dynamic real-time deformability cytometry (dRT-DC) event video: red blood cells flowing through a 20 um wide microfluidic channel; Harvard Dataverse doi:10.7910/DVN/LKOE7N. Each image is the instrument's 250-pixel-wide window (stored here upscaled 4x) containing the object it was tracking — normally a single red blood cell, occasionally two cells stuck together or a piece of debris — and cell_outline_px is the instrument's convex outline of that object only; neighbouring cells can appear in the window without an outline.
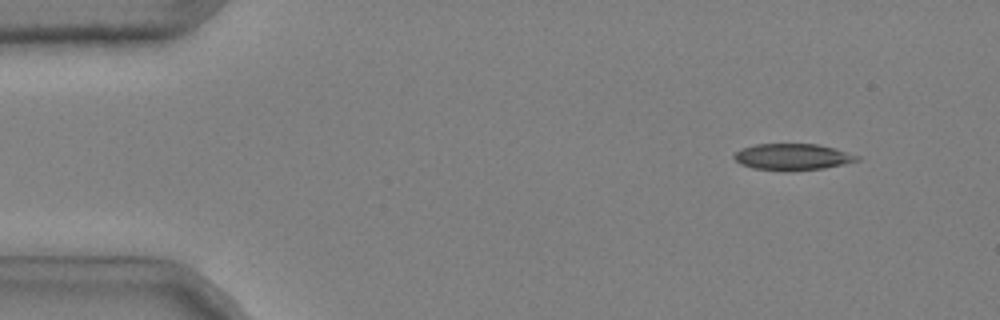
{"species": "common noctule bat (a hibernating species)", "species_latin": "Nyctalus noctula", "temperature_condition": "cold", "stored_images_in_passage": 50, "camera_frame_rate_fps": 3000, "um_per_image_px": 0.085, "animal": {"sex": "male", "body_mass_g": 20.4}, "frame": {"image": 1, "passage_image": 5, "time_ms": 1.333, "image_size_px": [1000, 320], "cell_outline_px": [[860, 160], [844, 164], [824, 168], [784, 172], [752, 168], [740, 164], [732, 156], [740, 148], [756, 144], [816, 144], [836, 148], [860, 156]], "centroid_in_image_um": [67.36, 13.34], "position_along_channel_um": 17.6, "area_um2": 19.25}}
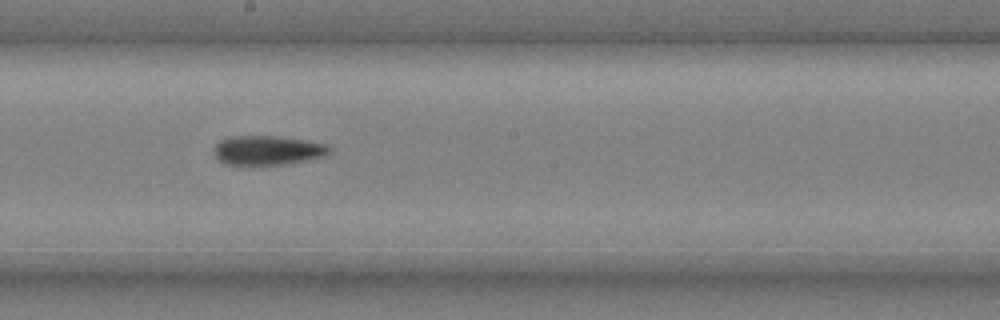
{"frame": {"image": 2, "passage_image": 29, "time_ms": 9.333, "image_size_px": [1000, 320], "cell_outline_px": [[332, 148], [324, 156], [288, 164], [224, 164], [216, 156], [212, 148], [220, 140], [228, 136], [280, 136], [304, 140], [324, 144]], "centroid_in_image_um": [22.71, 12.76], "position_along_channel_um": 225.5, "area_um2": 19.59}}
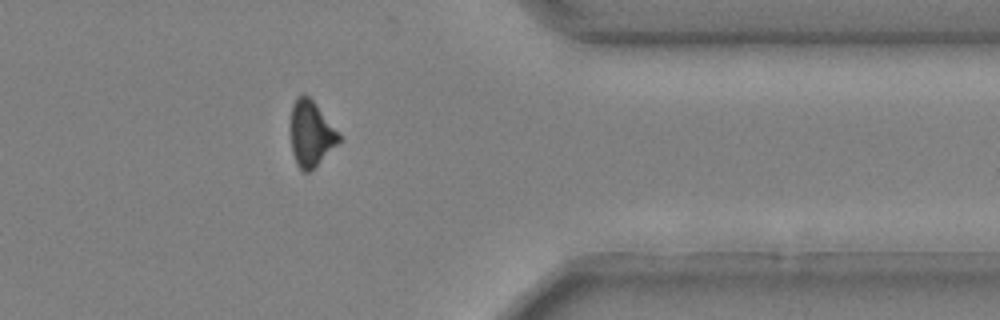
{"frame": {"image": 3, "passage_image": 43, "time_ms": 14.0, "image_size_px": [1000, 320], "cell_outline_px": [[340, 140], [308, 172], [304, 172], [296, 164], [292, 152], [288, 128], [288, 124], [292, 104], [296, 96], [304, 92], [316, 104], [340, 136]], "centroid_in_image_um": [26.33, 11.3], "position_along_channel_um": 385.1, "area_um2": 18.44}, "authors_computed_cell_mechanics": {"area_um2": 19.7098, "velocity_mm_per_s": 3.7168, "shape_relaxation_time_tau1_ms": null, "shape_relaxation_time_tau2_ms": 7.1132, "deformation_change_tau1": null, "deformation_change_tau2": 0.1442}}